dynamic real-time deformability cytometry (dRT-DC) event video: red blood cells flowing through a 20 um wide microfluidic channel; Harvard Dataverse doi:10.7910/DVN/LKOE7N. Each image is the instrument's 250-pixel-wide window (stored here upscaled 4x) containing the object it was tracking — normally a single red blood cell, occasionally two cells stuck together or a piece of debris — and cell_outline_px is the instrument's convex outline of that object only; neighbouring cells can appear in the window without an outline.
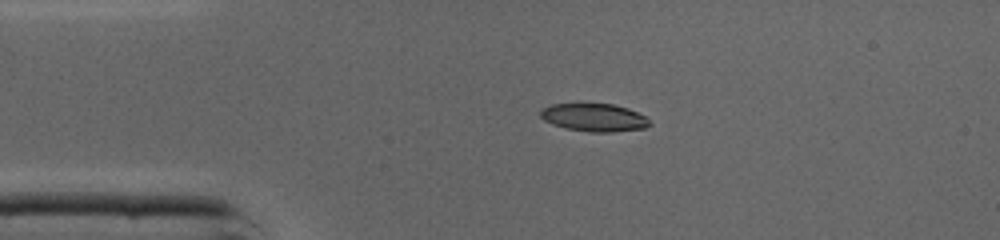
{"species": "common noctule bat (a hibernating species)", "species_latin": "Nyctalus noctula", "temperature_condition": "cold", "stored_images_in_passage": 37, "camera_frame_rate_fps": 3000, "um_per_image_px": 0.085, "animal": {"sex": "male", "body_mass_g": 19.0, "forearm_length_mm": 50.8}, "frame": {"image": 1, "passage_image": 1, "time_ms": 0.0, "image_size_px": [1000, 240], "cell_outline_px": [[652, 124], [644, 128], [612, 132], [588, 132], [564, 128], [552, 124], [544, 120], [540, 116], [540, 108], [552, 104], [580, 100], [612, 104], [628, 108], [644, 116]], "centroid_in_image_um": [50.41, 9.93], "position_along_channel_um": 34.6, "area_um2": 18.61}}
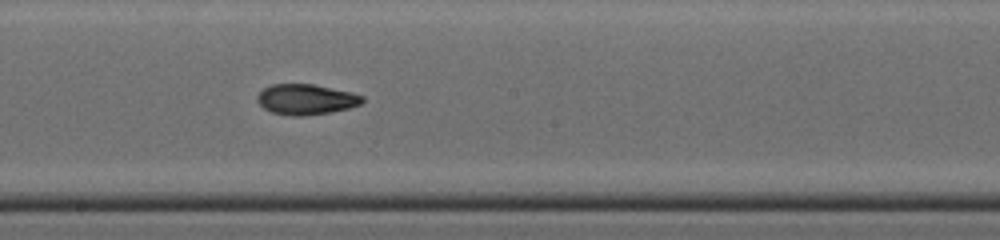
{"frame": {"image": 2, "passage_image": 16, "time_ms": 5.0, "image_size_px": [1000, 240], "cell_outline_px": [[364, 100], [360, 104], [348, 108], [328, 112], [304, 116], [292, 116], [272, 112], [264, 108], [256, 100], [256, 96], [264, 88], [272, 84], [312, 84], [352, 92], [364, 96]], "centroid_in_image_um": [26.0, 8.44], "position_along_channel_um": 222.2, "area_um2": 18.55}}
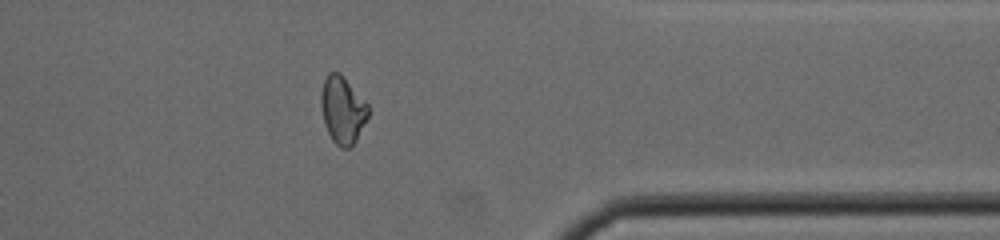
{"frame": {"image": 3, "passage_image": 28, "time_ms": 9.0, "image_size_px": [1000, 240], "cell_outline_px": [[368, 116], [356, 140], [348, 148], [340, 148], [332, 140], [324, 124], [320, 104], [320, 96], [324, 80], [328, 72], [340, 72], [368, 104]], "centroid_in_image_um": [29.1, 9.33], "position_along_channel_um": 382.3, "area_um2": 18.44}, "authors_computed_cell_mechanics": {"area_um2": 18.8428, "velocity_mm_per_s": 4.3659, "shape_relaxation_time_tau1_ms": 7.6246, "shape_relaxation_time_tau2_ms": 2.3606, "deformation_change_tau1": 0.1977, "deformation_change_tau2": 0.0868}}